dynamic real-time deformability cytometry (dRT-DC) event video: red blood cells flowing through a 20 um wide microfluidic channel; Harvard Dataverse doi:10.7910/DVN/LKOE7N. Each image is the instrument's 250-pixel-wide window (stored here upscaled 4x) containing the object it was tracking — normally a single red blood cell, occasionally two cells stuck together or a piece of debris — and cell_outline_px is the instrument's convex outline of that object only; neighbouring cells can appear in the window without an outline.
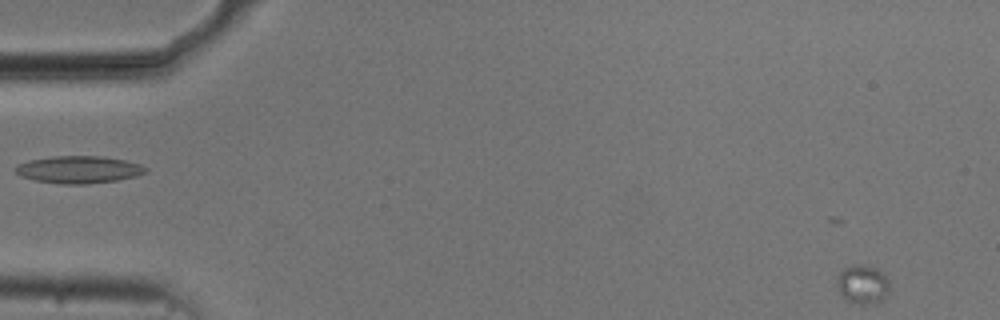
{"species": "common noctule bat (a hibernating species)", "species_latin": "Nyctalus noctula", "temperature_condition": "cold", "stored_images_in_passage": 1, "camera_frame_rate_fps": 3000, "um_per_image_px": 0.085, "animal": {"sex": "male", "body_mass_g": 20.5, "forearm_length_mm": 52.5}, "frame": {"image": 1, "passage_image": 1, "time_ms": 0.0, "image_size_px": [1000, 320], "cell_outline_px": [[888, 288], [884, 296], [880, 300], [872, 304], [860, 304], [844, 300], [840, 296], [836, 284], [836, 280], [840, 272], [844, 268], [852, 264], [864, 264], [876, 268], [884, 276], [888, 284]], "centroid_in_image_um": [73.23, 24.17], "position_along_channel_um": 11.8, "area_um2": 11.85}}